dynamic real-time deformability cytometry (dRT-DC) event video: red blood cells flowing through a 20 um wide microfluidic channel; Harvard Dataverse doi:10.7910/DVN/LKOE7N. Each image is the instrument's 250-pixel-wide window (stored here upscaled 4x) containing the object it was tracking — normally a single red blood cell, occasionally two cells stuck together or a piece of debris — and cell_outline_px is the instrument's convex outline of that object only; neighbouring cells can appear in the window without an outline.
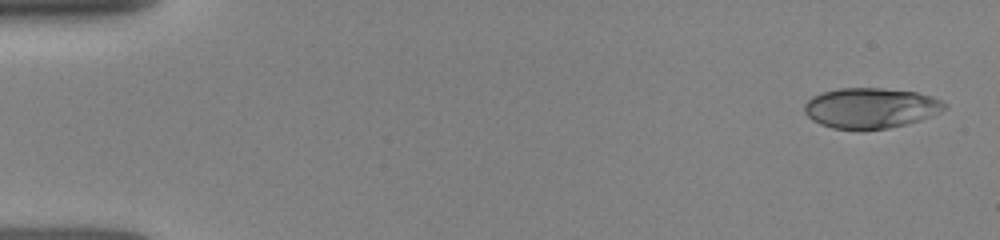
{"species": "human", "species_latin": "Homo sapiens", "temperature_condition": "room temperature", "stored_images_in_passage": 45, "camera_frame_rate_fps": 3000, "um_per_image_px": 0.085, "donor": {"sex": "female"}, "frame": {"image": 1, "passage_image": 2, "time_ms": 0.333, "image_size_px": [1000, 240], "cell_outline_px": [[948, 108], [940, 112], [920, 120], [908, 124], [888, 128], [832, 128], [820, 124], [812, 120], [804, 112], [804, 104], [812, 96], [824, 92], [840, 88], [884, 88], [916, 92], [932, 96], [948, 104]], "centroid_in_image_um": [74.03, 9.16], "position_along_channel_um": 11.0, "area_um2": 32.83}}
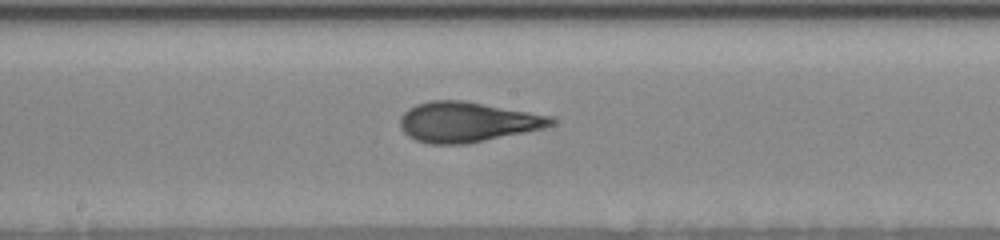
{"frame": {"image": 2, "passage_image": 24, "time_ms": 8.333, "image_size_px": [1000, 240], "cell_outline_px": [[556, 124], [544, 128], [528, 132], [468, 144], [428, 144], [416, 140], [408, 136], [400, 128], [400, 116], [408, 108], [416, 104], [432, 100], [464, 100], [552, 116], [556, 120]], "centroid_in_image_um": [39.73, 10.37], "position_along_channel_um": 208.5, "area_um2": 35.72}}
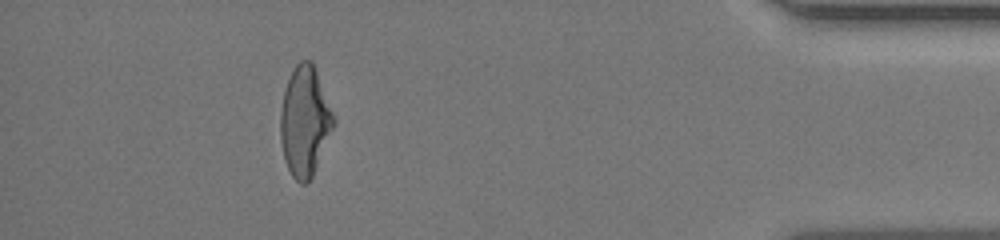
{"frame": {"image": 3, "passage_image": 41, "time_ms": 14.333, "image_size_px": [1000, 240], "cell_outline_px": [[336, 124], [312, 176], [304, 184], [300, 184], [292, 176], [284, 160], [280, 140], [280, 112], [284, 88], [296, 64], [300, 60], [312, 60], [336, 120]], "centroid_in_image_um": [25.9, 10.31], "position_along_channel_um": 409.3, "area_um2": 34.1}}